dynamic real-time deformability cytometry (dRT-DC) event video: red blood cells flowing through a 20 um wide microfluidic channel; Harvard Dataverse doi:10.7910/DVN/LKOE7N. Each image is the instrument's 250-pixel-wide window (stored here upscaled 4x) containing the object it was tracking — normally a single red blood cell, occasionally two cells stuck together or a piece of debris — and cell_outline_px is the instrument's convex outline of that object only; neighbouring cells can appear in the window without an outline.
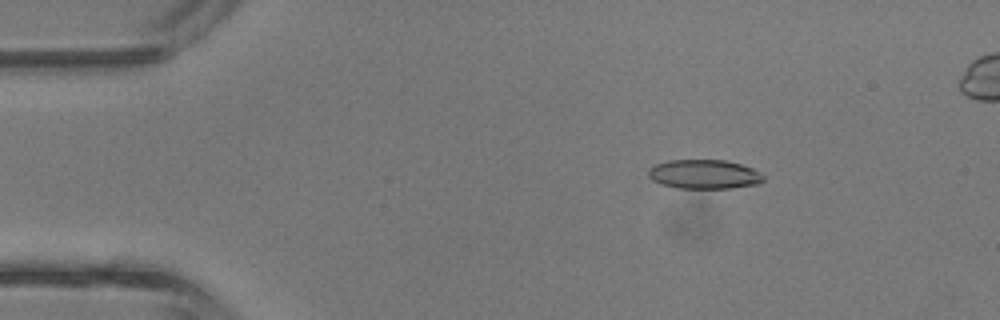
{"species": "common noctule bat (a hibernating species)", "species_latin": "Nyctalus noctula", "temperature_condition": "room temperature", "stored_images_in_passage": 41, "camera_frame_rate_fps": 3000, "um_per_image_px": 0.085, "animal": {"sex": "male", "body_mass_g": 13.3}, "frame": {"image": 1, "passage_image": 7, "time_ms": 2.0, "image_size_px": [1000, 320], "cell_outline_px": [[764, 180], [760, 184], [732, 188], [680, 188], [660, 184], [652, 180], [648, 176], [648, 168], [656, 164], [668, 160], [724, 160], [740, 164], [752, 168], [760, 172], [764, 176]], "centroid_in_image_um": [59.86, 14.81], "position_along_channel_um": 25.1, "area_um2": 19.71}}
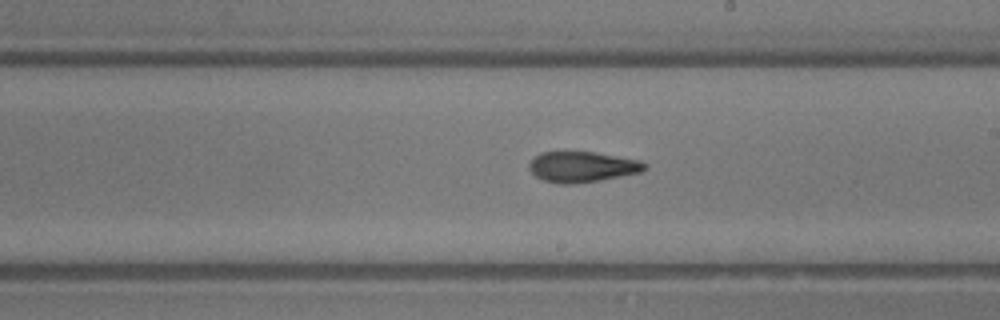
{"frame": {"image": 2, "passage_image": 24, "time_ms": 7.667, "image_size_px": [1000, 320], "cell_outline_px": [[648, 168], [640, 172], [620, 176], [572, 184], [560, 184], [544, 180], [536, 176], [528, 168], [528, 164], [540, 152], [592, 152], [640, 160], [648, 164]], "centroid_in_image_um": [49.49, 14.18], "position_along_channel_um": 239.5, "area_um2": 20.35}}
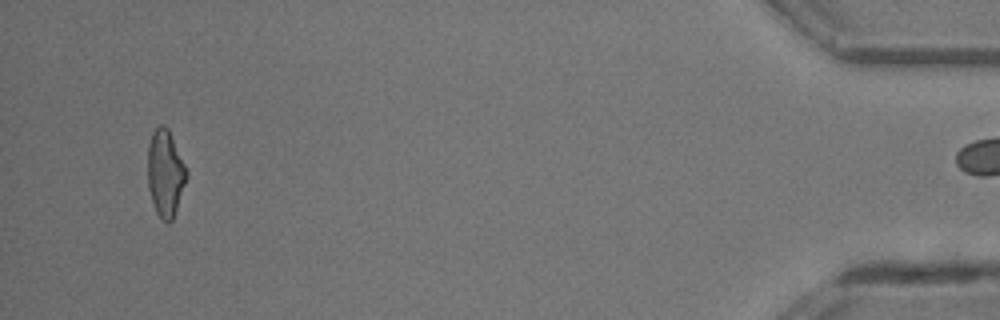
{"frame": {"image": 3, "passage_image": 40, "time_ms": 13.0, "image_size_px": [1000, 320], "cell_outline_px": [[188, 176], [172, 220], [168, 224], [156, 212], [148, 188], [148, 144], [152, 132], [160, 124], [164, 124], [168, 128], [188, 172]], "centroid_in_image_um": [14.05, 14.7], "position_along_channel_um": 421.2, "area_um2": 19.48}, "authors_computed_cell_mechanics": {"area_um2": 20.3456, "velocity_mm_per_s": 4.976, "shape_relaxation_time_tau1_ms": 6.4025, "shape_relaxation_time_tau2_ms": 2.0719, "deformation_change_tau1": 0.2507, "deformation_change_tau2": 0.1178}}